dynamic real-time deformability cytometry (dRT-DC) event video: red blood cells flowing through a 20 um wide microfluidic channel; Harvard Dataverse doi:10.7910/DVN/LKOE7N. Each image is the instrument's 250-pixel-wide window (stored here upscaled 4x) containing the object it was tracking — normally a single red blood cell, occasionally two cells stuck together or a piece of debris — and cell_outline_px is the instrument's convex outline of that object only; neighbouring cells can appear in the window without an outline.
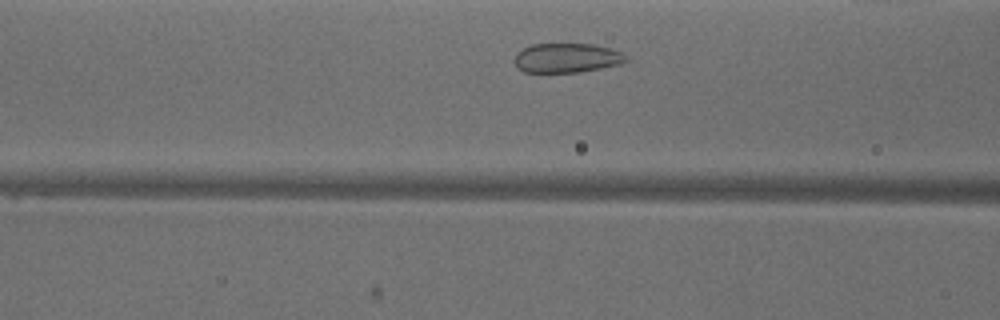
{"species": "common noctule bat (a hibernating species)", "species_latin": "Nyctalus noctula", "temperature_condition": "warm", "stored_images_in_passage": 27, "camera_frame_rate_fps": 3000, "um_per_image_px": 0.085, "animal": {"sex": "male", "body_mass_g": 18.8}, "frame": {"image": 1, "passage_image": 8, "time_ms": 2.333, "image_size_px": [1000, 320], "cell_outline_px": [[628, 60], [620, 64], [580, 72], [524, 72], [516, 64], [516, 52], [532, 44], [592, 44], [612, 48], [624, 52], [628, 56]], "centroid_in_image_um": [48.25, 4.91], "position_along_channel_um": 118.4, "area_um2": 19.13}}
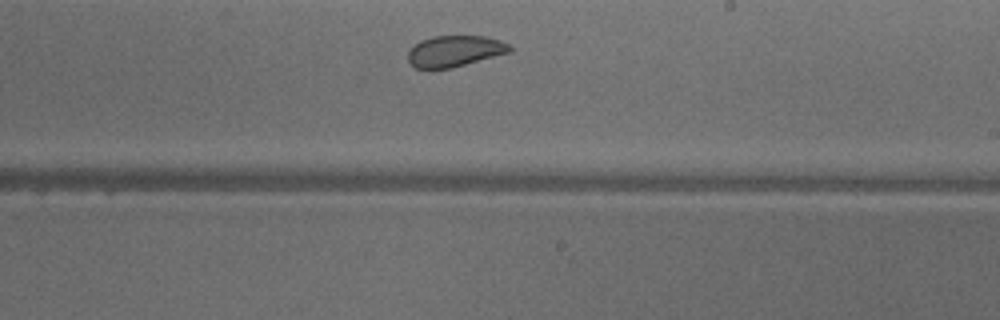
{"frame": {"image": 2, "passage_image": 18, "time_ms": 5.667, "image_size_px": [1000, 320], "cell_outline_px": [[512, 52], [452, 68], [416, 68], [408, 60], [408, 52], [420, 40], [432, 36], [484, 36], [500, 40], [508, 44], [512, 48]], "centroid_in_image_um": [38.68, 4.34], "position_along_channel_um": 250.3, "area_um2": 18.44}}
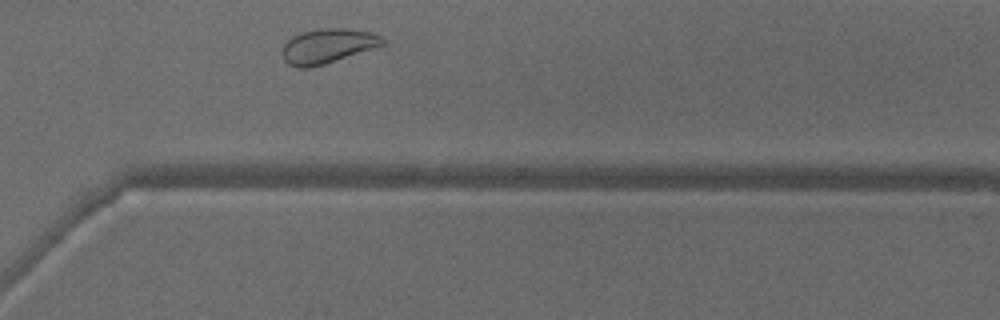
{"frame": {"image": 3, "passage_image": 25, "time_ms": 8.0, "image_size_px": [1000, 320], "cell_outline_px": [[384, 44], [324, 64], [308, 68], [296, 68], [288, 64], [284, 60], [280, 52], [284, 44], [292, 36], [304, 32], [324, 28], [348, 28], [372, 32], [380, 36], [384, 40]], "centroid_in_image_um": [27.79, 3.91], "position_along_channel_um": 342.8, "area_um2": 20.06}, "authors_computed_cell_mechanics": {"area_um2": 19.652, "velocity_mm_per_s": 3.9575, "shape_relaxation_time_tau1_ms": null, "shape_relaxation_time_tau2_ms": 0.771, "deformation_change_tau1": null, "deformation_change_tau2": 0.0484}}